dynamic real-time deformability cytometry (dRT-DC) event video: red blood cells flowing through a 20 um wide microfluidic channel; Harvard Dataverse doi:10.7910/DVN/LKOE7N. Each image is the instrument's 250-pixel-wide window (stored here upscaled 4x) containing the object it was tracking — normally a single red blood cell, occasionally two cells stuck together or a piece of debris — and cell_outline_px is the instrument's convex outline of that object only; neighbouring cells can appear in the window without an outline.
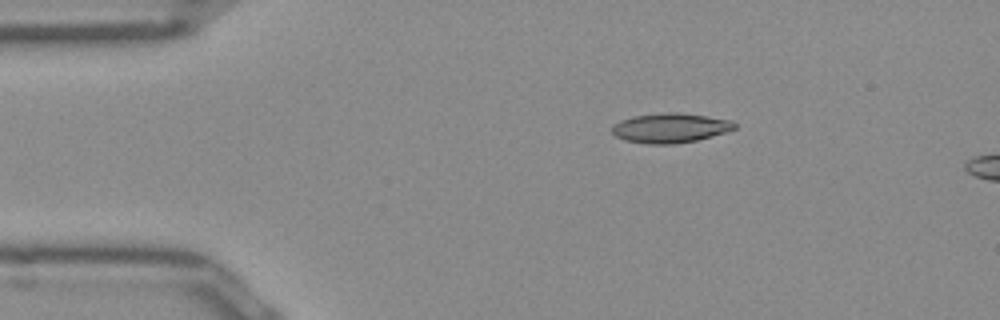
{"species": "Egyptian fruit bat (a non-hibernating species)", "species_latin": "Rousettus aegyptiacus", "temperature_condition": "room temperature", "stored_images_in_passage": 43, "camera_frame_rate_fps": 3000, "um_per_image_px": 0.085, "frame": {"image": 1, "passage_image": 1, "time_ms": 0.0, "image_size_px": [1000, 320], "cell_outline_px": [[736, 128], [724, 132], [696, 140], [672, 144], [648, 144], [624, 140], [616, 136], [612, 132], [612, 128], [620, 120], [632, 116], [676, 112], [732, 120], [736, 124]], "centroid_in_image_um": [56.95, 10.88], "position_along_channel_um": 28.0, "area_um2": 20.75}}
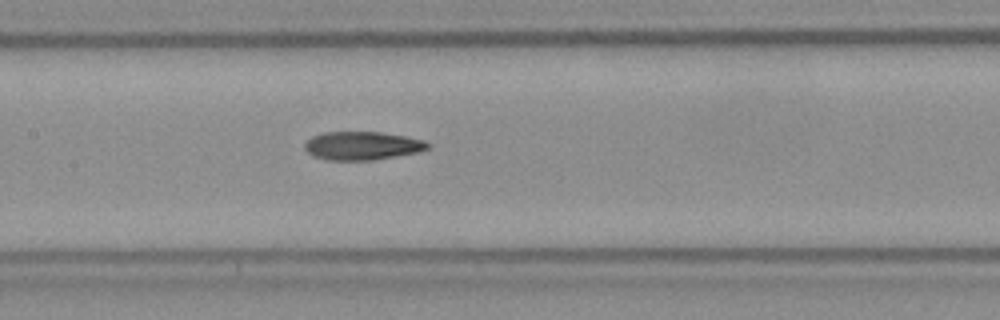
{"frame": {"image": 2, "passage_image": 16, "time_ms": 5.0, "image_size_px": [1000, 320], "cell_outline_px": [[432, 144], [428, 148], [416, 152], [396, 156], [372, 160], [328, 160], [312, 156], [304, 148], [304, 144], [312, 136], [324, 132], [380, 132], [404, 136], [424, 140]], "centroid_in_image_um": [30.77, 12.38], "position_along_channel_um": 176.6, "area_um2": 20.29}}
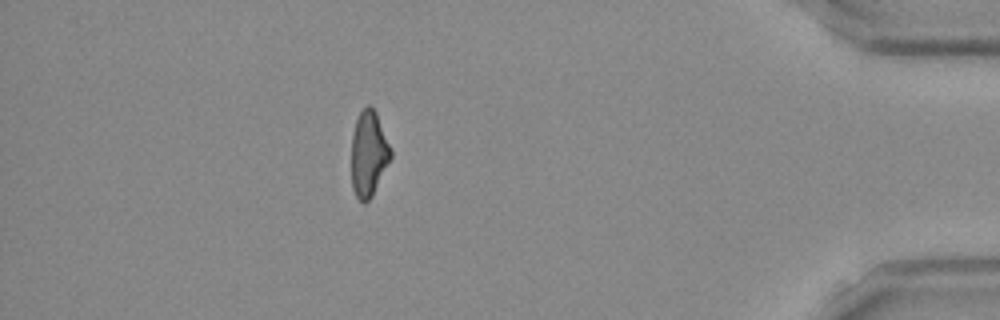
{"frame": {"image": 3, "passage_image": 37, "time_ms": 12.0, "image_size_px": [1000, 320], "cell_outline_px": [[392, 156], [372, 196], [364, 204], [356, 196], [352, 188], [352, 132], [356, 120], [360, 112], [368, 104], [376, 112], [392, 152]], "centroid_in_image_um": [31.33, 13.08], "position_along_channel_um": 403.9, "area_um2": 19.36}, "authors_computed_cell_mechanics": {"area_um2": 20.5768, "velocity_mm_per_s": 3.9742, "shape_relaxation_time_tau1_ms": null, "shape_relaxation_time_tau2_ms": 4.1313, "deformation_change_tau1": null, "deformation_change_tau2": 0.1235}}